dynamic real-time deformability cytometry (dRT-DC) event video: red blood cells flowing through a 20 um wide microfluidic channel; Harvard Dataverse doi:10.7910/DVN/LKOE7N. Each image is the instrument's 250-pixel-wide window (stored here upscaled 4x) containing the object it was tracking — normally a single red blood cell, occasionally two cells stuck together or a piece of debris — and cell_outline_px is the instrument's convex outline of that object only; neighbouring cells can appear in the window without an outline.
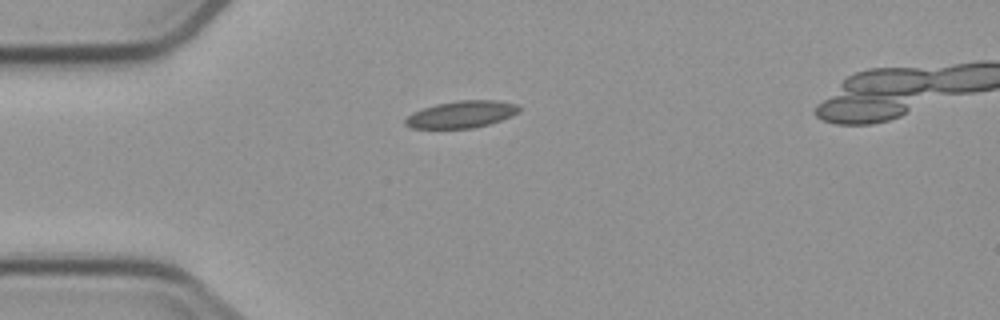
{"species": "common noctule bat (a hibernating species)", "species_latin": "Nyctalus noctula", "temperature_condition": "cold", "stored_images_in_passage": 2, "camera_frame_rate_fps": 3000, "um_per_image_px": 0.085, "animal": {"sex": "male", "body_mass_g": 23.1, "forearm_length_mm": 52.7}, "frame": {"image": 1, "passage_image": 1, "time_ms": 0.0, "image_size_px": [1000, 320], "cell_outline_px": [[520, 112], [512, 116], [488, 124], [472, 128], [412, 128], [404, 124], [404, 120], [412, 112], [436, 104], [460, 100], [496, 100], [516, 104], [520, 108]], "centroid_in_image_um": [39.23, 9.72], "position_along_channel_um": 45.8, "area_um2": 17.8}}